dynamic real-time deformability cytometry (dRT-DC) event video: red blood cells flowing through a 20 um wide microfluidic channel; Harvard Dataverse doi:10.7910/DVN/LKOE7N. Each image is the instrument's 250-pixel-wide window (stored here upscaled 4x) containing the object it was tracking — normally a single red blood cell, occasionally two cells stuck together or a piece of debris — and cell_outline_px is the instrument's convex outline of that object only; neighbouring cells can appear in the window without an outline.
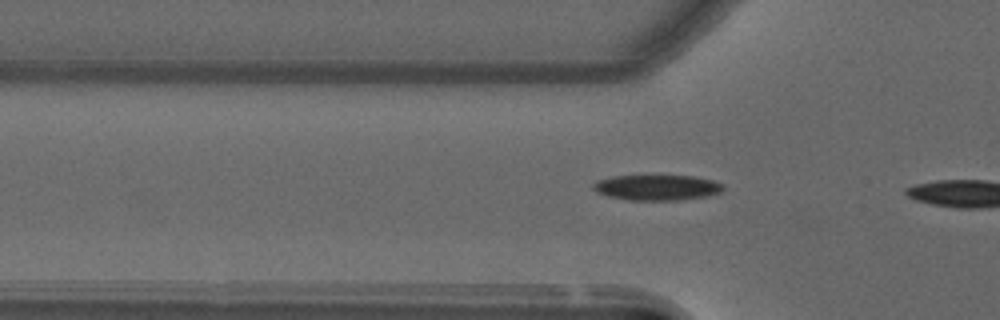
{"species": "common noctule bat (a hibernating species)", "species_latin": "Nyctalus noctula", "temperature_condition": "warm", "stored_images_in_passage": 5, "camera_frame_rate_fps": 3000, "um_per_image_px": 0.085, "animal": {"sex": "male", "forearm_length_mm": 52.5}, "frame": {"image": 1, "passage_image": 4, "time_ms": 1.0, "image_size_px": [1000, 320], "cell_outline_px": [[724, 188], [720, 192], [704, 196], [676, 200], [628, 200], [608, 196], [596, 192], [592, 188], [592, 184], [596, 180], [612, 176], [692, 176], [712, 180], [724, 184]], "centroid_in_image_um": [55.79, 15.93], "position_along_channel_um": 70.0, "area_um2": 19.19}}